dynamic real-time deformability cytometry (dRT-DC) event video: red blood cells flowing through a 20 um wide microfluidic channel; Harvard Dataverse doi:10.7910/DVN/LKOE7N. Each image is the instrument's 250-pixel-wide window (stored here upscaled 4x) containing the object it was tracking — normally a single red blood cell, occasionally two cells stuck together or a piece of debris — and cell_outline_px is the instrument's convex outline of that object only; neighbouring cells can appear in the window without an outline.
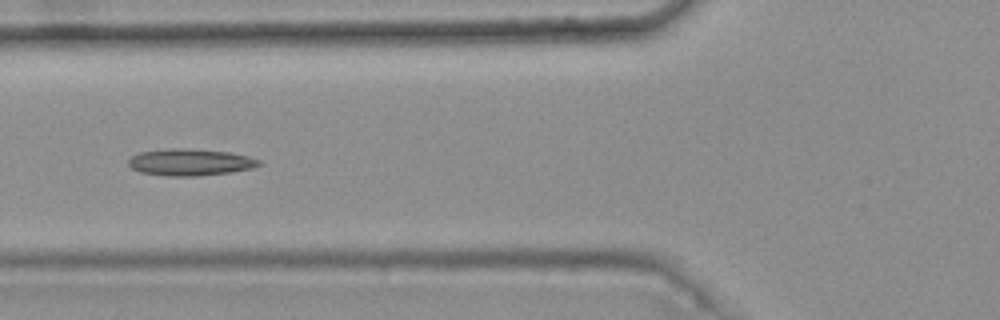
{"species": "common noctule bat (a hibernating species)", "species_latin": "Nyctalus noctula", "temperature_condition": "warm", "stored_images_in_passage": 7, "camera_frame_rate_fps": 3000, "um_per_image_px": 0.085, "animal": {"sex": "female", "body_mass_g": 25.1}, "frame": {"image": 1, "passage_image": 6, "time_ms": 1.667, "image_size_px": [1000, 320], "cell_outline_px": [[264, 164], [252, 168], [232, 172], [196, 176], [164, 176], [140, 172], [132, 168], [128, 164], [128, 160], [132, 156], [140, 152], [172, 148], [180, 148], [228, 152], [248, 156], [260, 160]], "centroid_in_image_um": [16.18, 13.8], "position_along_channel_um": 109.6, "area_um2": 20.35}}
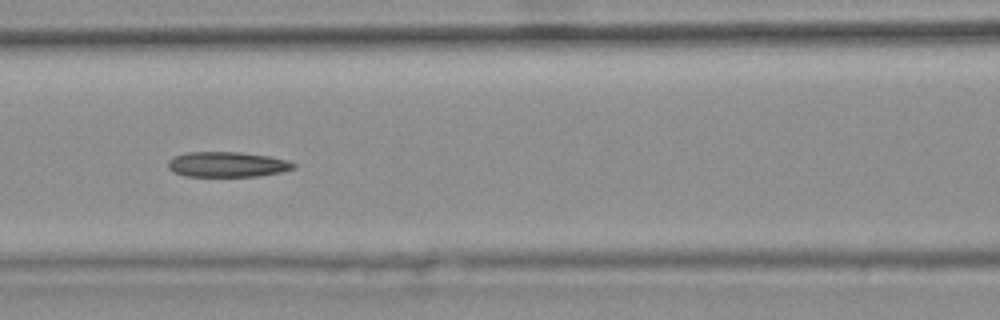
{"frame": {"image": 2, "passage_image": 7, "time_ms": 2.0, "image_size_px": [1000, 320], "cell_outline_px": [[296, 168], [280, 172], [260, 176], [184, 176], [172, 172], [168, 168], [168, 160], [172, 156], [184, 152], [240, 152], [268, 156], [288, 160], [296, 164]], "centroid_in_image_um": [19.28, 13.97], "position_along_channel_um": 147.3, "area_um2": 18.67}}